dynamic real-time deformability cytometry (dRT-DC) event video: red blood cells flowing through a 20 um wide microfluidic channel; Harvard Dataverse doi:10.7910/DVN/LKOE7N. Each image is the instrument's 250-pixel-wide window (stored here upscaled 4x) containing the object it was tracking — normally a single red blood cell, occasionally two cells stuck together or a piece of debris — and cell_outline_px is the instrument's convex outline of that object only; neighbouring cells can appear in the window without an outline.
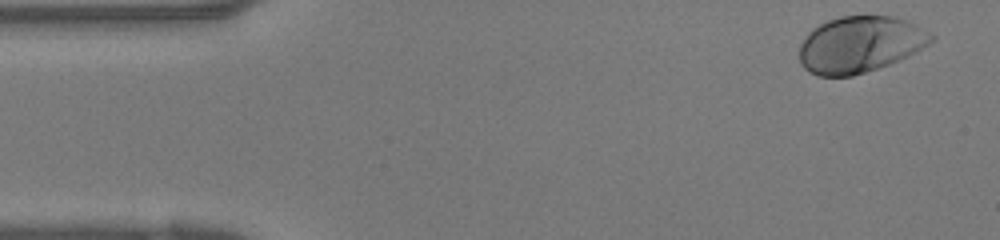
{"species": "human", "species_latin": "Homo sapiens", "temperature_condition": "warm", "stored_images_in_passage": 38, "camera_frame_rate_fps": 3000, "um_per_image_px": 0.085, "donor": {"sex": "female"}, "frame": {"image": 1, "passage_image": 1, "time_ms": 0.0, "image_size_px": [1000, 240], "cell_outline_px": [[936, 36], [928, 44], [888, 64], [852, 76], [820, 76], [808, 72], [804, 68], [800, 60], [800, 44], [808, 32], [812, 28], [828, 20], [840, 16], [896, 16], [916, 24], [932, 32]], "centroid_in_image_um": [73.08, 3.76], "position_along_channel_um": 11.9, "area_um2": 43.0}}
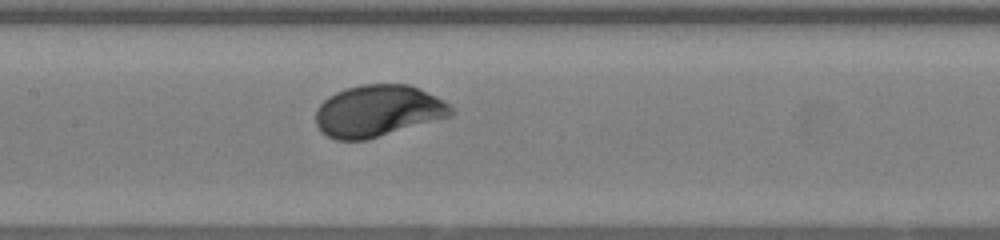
{"frame": {"image": 2, "passage_image": 17, "time_ms": 5.333, "image_size_px": [1000, 240], "cell_outline_px": [[452, 116], [368, 140], [336, 140], [320, 132], [316, 124], [316, 108], [328, 96], [336, 92], [348, 88], [364, 84], [408, 84], [420, 88], [444, 100], [452, 108]], "centroid_in_image_um": [32.12, 9.44], "position_along_channel_um": 175.3, "area_um2": 40.98}}
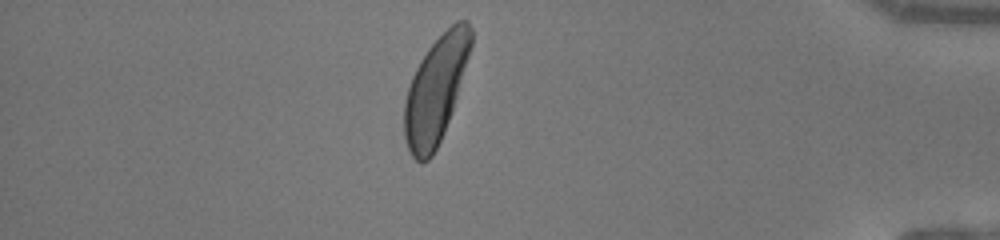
{"frame": {"image": 3, "passage_image": 33, "time_ms": 10.667, "image_size_px": [1000, 240], "cell_outline_px": [[472, 44], [456, 96], [444, 132], [432, 156], [428, 160], [420, 164], [412, 156], [404, 140], [404, 104], [408, 88], [412, 76], [420, 60], [428, 48], [456, 20], [468, 20], [472, 28]], "centroid_in_image_um": [37.02, 7.64], "position_along_channel_um": 398.2, "area_um2": 40.69}}